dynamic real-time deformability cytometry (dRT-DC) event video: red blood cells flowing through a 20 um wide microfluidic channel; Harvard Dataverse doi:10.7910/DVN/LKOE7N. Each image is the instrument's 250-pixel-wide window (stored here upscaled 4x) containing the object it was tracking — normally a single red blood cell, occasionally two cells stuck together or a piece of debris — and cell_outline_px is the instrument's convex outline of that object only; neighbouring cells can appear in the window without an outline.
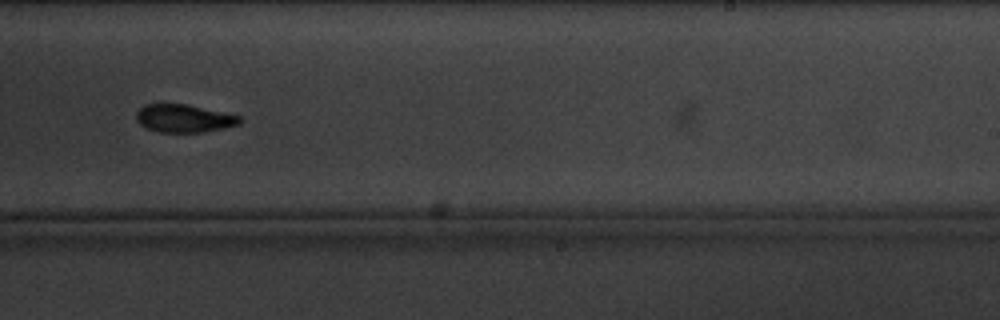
{"species": "common noctule bat (a hibernating species)", "species_latin": "Nyctalus noctula", "temperature_condition": "cold", "stored_images_in_passage": 11, "camera_frame_rate_fps": 3000, "um_per_image_px": 0.085, "animal": {"sex": "male", "body_mass_g": 20.1, "forearm_length_mm": 53.5}, "frame": {"image": 1, "passage_image": 10, "time_ms": 11.333, "image_size_px": [1000, 320], "cell_outline_px": [[240, 124], [204, 132], [160, 132], [148, 128], [140, 124], [136, 120], [136, 112], [144, 104], [188, 104], [240, 116]], "centroid_in_image_um": [15.61, 10.05], "position_along_channel_um": 273.4, "area_um2": 16.7}}